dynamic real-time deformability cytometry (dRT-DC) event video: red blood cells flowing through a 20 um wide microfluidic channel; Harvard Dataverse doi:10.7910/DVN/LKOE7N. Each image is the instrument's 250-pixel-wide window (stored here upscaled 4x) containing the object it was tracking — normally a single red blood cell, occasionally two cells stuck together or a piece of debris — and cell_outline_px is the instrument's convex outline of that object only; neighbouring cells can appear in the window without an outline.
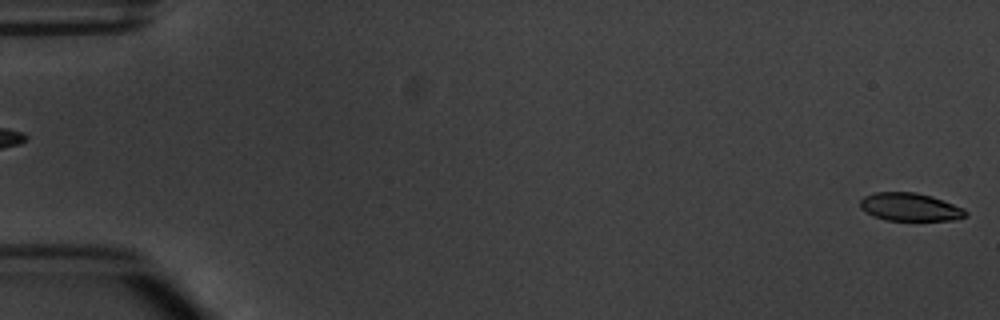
{"species": "common noctule bat (a hibernating species)", "species_latin": "Nyctalus noctula", "temperature_condition": "warm", "stored_images_in_passage": 6, "segment_of_instrument_passage": [2, 2], "camera_frame_rate_fps": 3000, "um_per_image_px": 0.085, "animal": {"sex": "male", "body_mass_g": 20.1, "forearm_length_mm": 53.5}, "frame": {"image": 1, "passage_image": 6, "time_ms": 5.667, "image_size_px": [1000, 320], "cell_outline_px": [[968, 216], [956, 220], [884, 220], [872, 216], [864, 212], [860, 208], [860, 200], [864, 196], [876, 192], [916, 192], [932, 196], [964, 208], [968, 212]], "centroid_in_image_um": [77.35, 17.6], "position_along_channel_um": 7.7, "area_um2": 17.46}}